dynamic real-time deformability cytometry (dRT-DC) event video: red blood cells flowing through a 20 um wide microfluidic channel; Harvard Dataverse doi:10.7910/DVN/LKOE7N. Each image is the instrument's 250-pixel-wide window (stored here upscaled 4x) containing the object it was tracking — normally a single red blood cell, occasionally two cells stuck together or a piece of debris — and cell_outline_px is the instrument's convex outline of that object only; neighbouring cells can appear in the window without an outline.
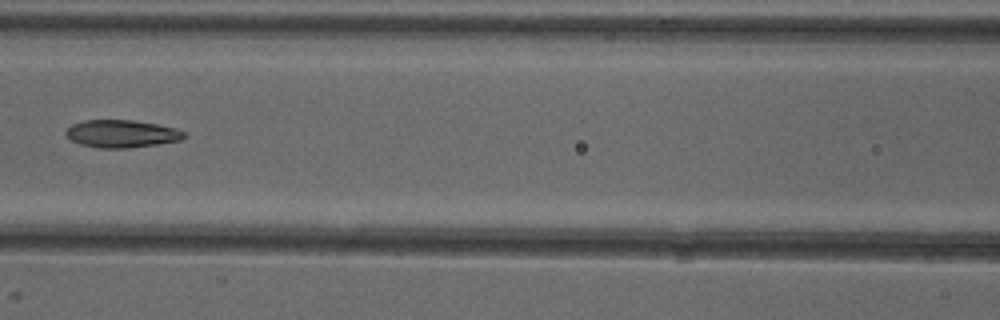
{"species": "common noctule bat (a hibernating species)", "species_latin": "Nyctalus noctula", "temperature_condition": "cold", "stored_images_in_passage": 7, "camera_frame_rate_fps": 3000, "um_per_image_px": 0.085, "animal": {"sex": "female"}, "frame": {"image": 1, "passage_image": 7, "time_ms": 7.0, "image_size_px": [1000, 320], "cell_outline_px": [[184, 136], [180, 140], [156, 144], [128, 148], [100, 148], [80, 144], [72, 140], [64, 132], [72, 124], [84, 120], [132, 120], [156, 124], [176, 128], [184, 132]], "centroid_in_image_um": [10.31, 11.36], "position_along_channel_um": 156.3, "area_um2": 18.79}}